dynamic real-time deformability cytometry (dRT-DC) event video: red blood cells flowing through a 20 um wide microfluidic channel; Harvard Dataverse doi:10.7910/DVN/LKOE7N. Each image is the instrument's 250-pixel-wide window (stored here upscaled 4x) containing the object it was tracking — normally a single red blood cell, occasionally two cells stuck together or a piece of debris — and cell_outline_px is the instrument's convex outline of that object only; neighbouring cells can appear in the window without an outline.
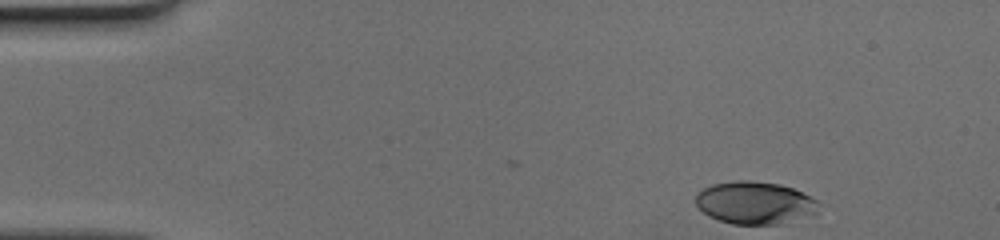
{"species": "human", "species_latin": "Homo sapiens", "temperature_condition": "cold", "stored_images_in_passage": 15, "camera_frame_rate_fps": 3000, "um_per_image_px": 0.085, "donor": {"sex": "female"}, "frame": {"image": 1, "passage_image": 1, "time_ms": 0.0, "image_size_px": [1000, 240], "cell_outline_px": [[816, 216], [780, 224], [732, 224], [708, 216], [696, 204], [696, 192], [700, 188], [712, 184], [736, 180], [748, 180], [780, 184], [792, 188], [816, 200]], "centroid_in_image_um": [64.14, 17.24], "position_along_channel_um": 20.9, "area_um2": 30.63}}
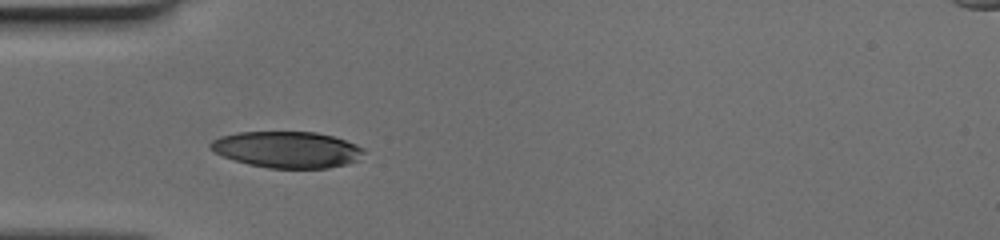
{"frame": {"image": 2, "passage_image": 11, "time_ms": 3.333, "image_size_px": [1000, 240], "cell_outline_px": [[364, 152], [360, 160], [348, 164], [328, 168], [268, 168], [248, 164], [232, 160], [208, 148], [208, 144], [212, 140], [220, 136], [236, 132], [316, 132], [332, 136], [356, 144], [364, 148]], "centroid_in_image_um": [24.4, 12.72], "position_along_channel_um": 60.6, "area_um2": 32.71}}
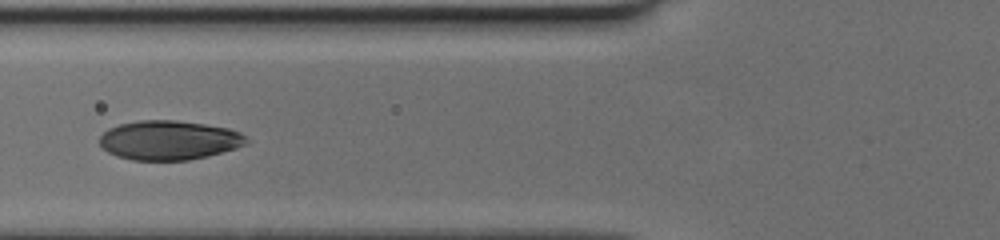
{"frame": {"image": 3, "passage_image": 15, "time_ms": 4.667, "image_size_px": [1000, 240], "cell_outline_px": [[252, 140], [248, 144], [236, 148], [208, 156], [188, 160], [132, 160], [116, 156], [108, 152], [100, 144], [100, 136], [108, 128], [120, 124], [140, 120], [176, 120], [204, 124], [228, 128], [240, 132]], "centroid_in_image_um": [14.4, 11.92], "position_along_channel_um": 111.4, "area_um2": 33.81}}